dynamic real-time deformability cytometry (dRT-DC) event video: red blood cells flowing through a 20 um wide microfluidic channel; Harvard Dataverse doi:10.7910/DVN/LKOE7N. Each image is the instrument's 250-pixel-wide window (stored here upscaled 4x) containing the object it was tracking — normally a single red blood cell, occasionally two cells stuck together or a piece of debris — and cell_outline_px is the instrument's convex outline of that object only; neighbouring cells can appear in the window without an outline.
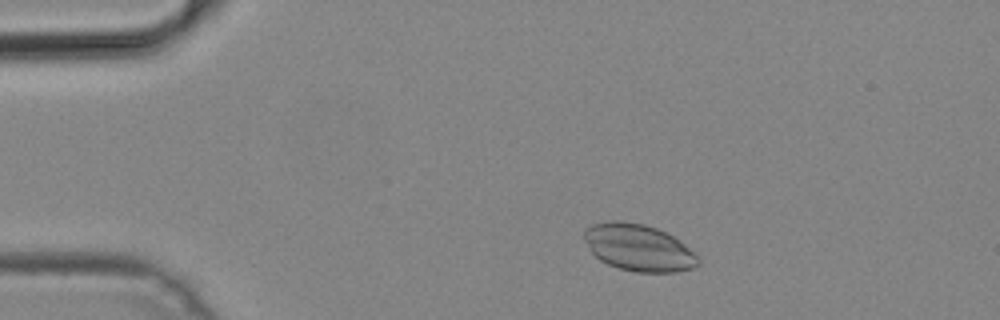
{"species": "common noctule bat (a hibernating species)", "species_latin": "Nyctalus noctula", "temperature_condition": "cold", "stored_images_in_passage": 43, "camera_frame_rate_fps": 3000, "um_per_image_px": 0.085, "animal": {"sex": "male", "body_mass_g": 19.2, "forearm_length_mm": 51.8}, "frame": {"image": 1, "passage_image": 2, "time_ms": 0.333, "image_size_px": [1000, 320], "cell_outline_px": [[700, 264], [692, 268], [676, 272], [636, 272], [620, 268], [608, 264], [600, 260], [592, 252], [584, 240], [584, 228], [592, 224], [612, 220], [620, 220], [644, 224], [656, 228], [680, 240], [700, 260]], "centroid_in_image_um": [54.25, 21.04], "position_along_channel_um": 30.7, "area_um2": 30.98}}
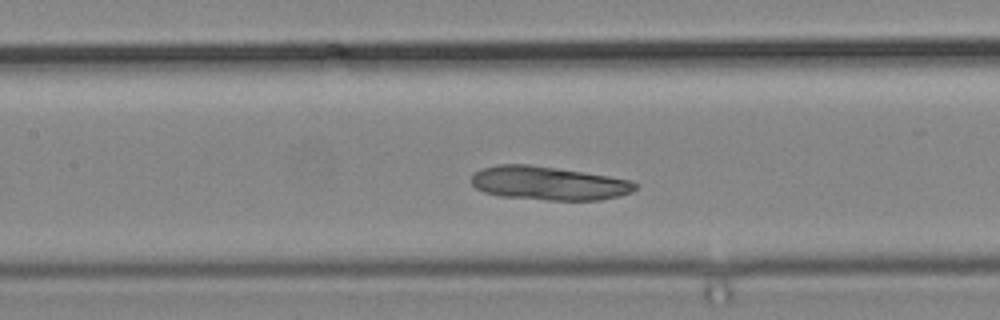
{"frame": {"image": 2, "passage_image": 16, "time_ms": 5.0, "image_size_px": [1000, 320], "cell_outline_px": [[636, 188], [632, 192], [620, 196], [600, 200], [548, 200], [500, 196], [484, 192], [476, 188], [472, 184], [472, 172], [496, 164], [528, 164], [556, 168], [608, 176], [632, 180], [636, 184]], "centroid_in_image_um": [46.62, 15.57], "position_along_channel_um": 160.8, "area_um2": 32.14}}
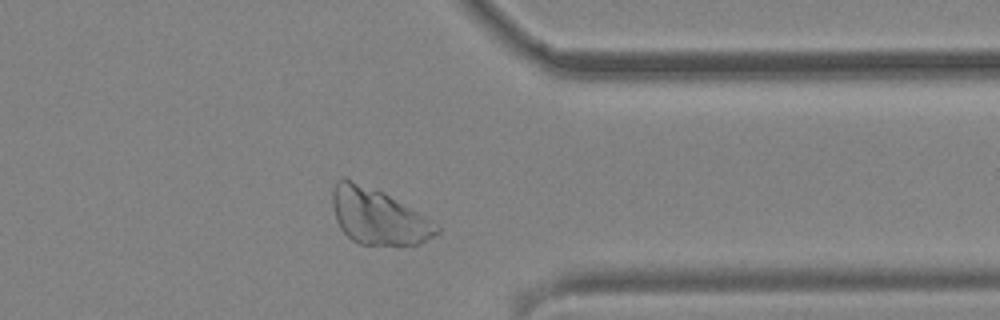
{"frame": {"image": 3, "passage_image": 33, "time_ms": 10.667, "image_size_px": [1000, 320], "cell_outline_px": [[440, 232], [420, 244], [360, 244], [352, 240], [340, 228], [336, 220], [332, 204], [332, 188], [336, 180], [340, 176], [344, 176], [384, 192], [440, 228]], "centroid_in_image_um": [32.04, 18.37], "position_along_channel_um": 379.4, "area_um2": 33.35}}